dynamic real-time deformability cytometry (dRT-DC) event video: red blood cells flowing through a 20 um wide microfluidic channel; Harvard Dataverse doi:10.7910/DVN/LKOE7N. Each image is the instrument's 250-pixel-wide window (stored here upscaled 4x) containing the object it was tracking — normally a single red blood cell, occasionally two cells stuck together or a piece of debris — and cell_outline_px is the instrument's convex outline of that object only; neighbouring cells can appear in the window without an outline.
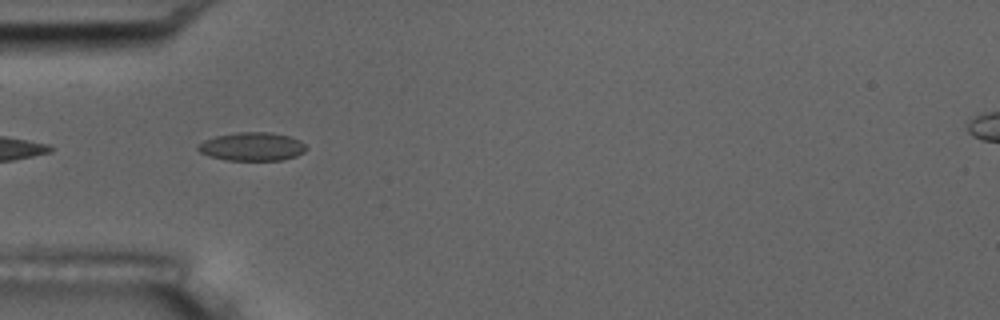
{"species": "common noctule bat (a hibernating species)", "species_latin": "Nyctalus noctula", "temperature_condition": "room temperature", "stored_images_in_passage": 6, "camera_frame_rate_fps": 3000, "um_per_image_px": 0.085, "animal": {"sex": "male", "body_mass_g": 17.5, "forearm_length_mm": 52.3}, "frame": {"image": 1, "passage_image": 5, "time_ms": 5.333, "image_size_px": [1000, 320], "cell_outline_px": [[308, 148], [304, 152], [296, 156], [284, 160], [224, 160], [208, 156], [200, 152], [196, 148], [196, 144], [204, 140], [216, 136], [236, 132], [272, 132], [288, 136], [300, 140]], "centroid_in_image_um": [21.41, 12.46], "position_along_channel_um": 63.6, "area_um2": 18.15}}